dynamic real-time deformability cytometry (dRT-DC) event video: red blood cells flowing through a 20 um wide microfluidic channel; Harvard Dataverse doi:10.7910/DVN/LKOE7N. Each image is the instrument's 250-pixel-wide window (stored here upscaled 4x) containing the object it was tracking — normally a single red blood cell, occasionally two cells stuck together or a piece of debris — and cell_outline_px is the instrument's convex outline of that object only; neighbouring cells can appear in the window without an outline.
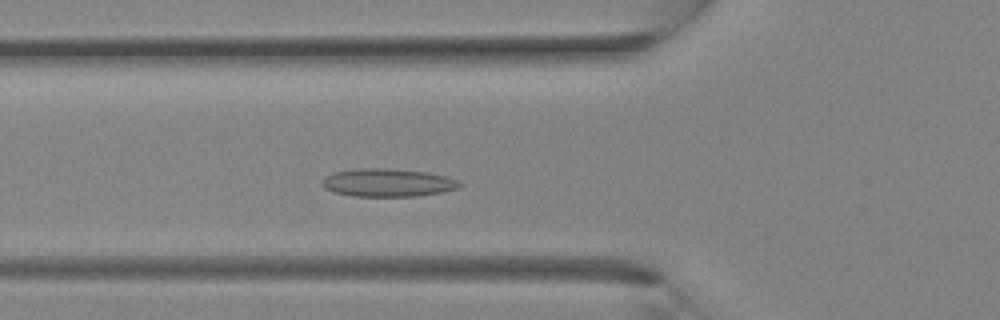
{"species": "Egyptian fruit bat (a non-hibernating species)", "species_latin": "Rousettus aegyptiacus", "temperature_condition": "room temperature", "stored_images_in_passage": 25, "camera_frame_rate_fps": 3000, "um_per_image_px": 0.085, "animal": {"sex": "female"}, "frame": {"image": 1, "passage_image": 2, "time_ms": 0.333, "image_size_px": [1000, 320], "cell_outline_px": [[464, 184], [460, 188], [444, 192], [416, 196], [352, 196], [332, 192], [324, 188], [320, 184], [324, 176], [332, 172], [356, 168], [388, 168], [428, 172], [448, 176]], "centroid_in_image_um": [32.95, 15.52], "position_along_channel_um": 92.9, "area_um2": 22.95}}
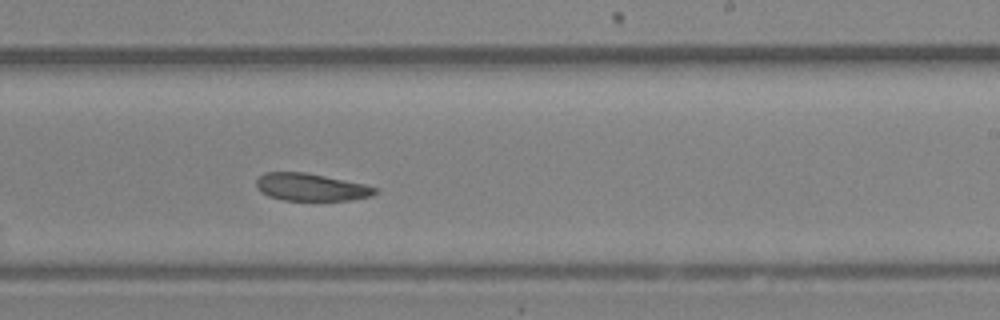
{"frame": {"image": 2, "passage_image": 11, "time_ms": 3.333, "image_size_px": [1000, 320], "cell_outline_px": [[376, 192], [372, 196], [348, 200], [284, 200], [268, 196], [260, 192], [256, 188], [256, 180], [264, 172], [304, 172], [364, 184], [376, 188]], "centroid_in_image_um": [26.38, 15.91], "position_along_channel_um": 262.6, "area_um2": 18.84}}
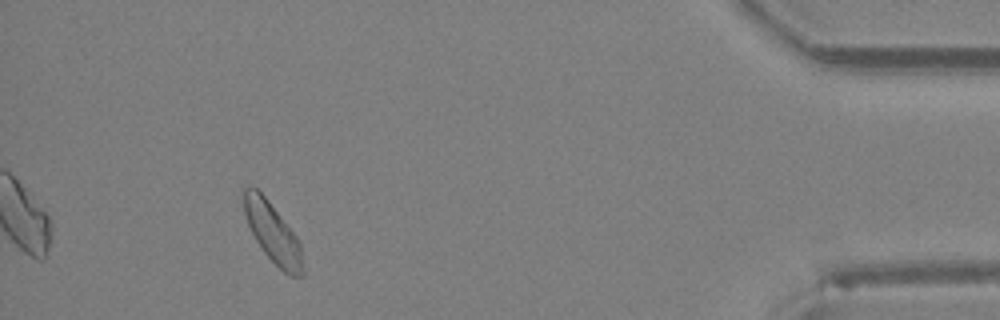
{"frame": {"image": 3, "passage_image": 22, "time_ms": 7.0, "image_size_px": [1000, 320], "cell_outline_px": [[304, 276], [288, 276], [264, 252], [256, 240], [244, 216], [240, 192], [240, 188], [248, 184], [256, 188], [268, 200], [296, 236], [300, 244], [304, 268]], "centroid_in_image_um": [23.12, 19.72], "position_along_channel_um": 412.1, "area_um2": 20.81}}